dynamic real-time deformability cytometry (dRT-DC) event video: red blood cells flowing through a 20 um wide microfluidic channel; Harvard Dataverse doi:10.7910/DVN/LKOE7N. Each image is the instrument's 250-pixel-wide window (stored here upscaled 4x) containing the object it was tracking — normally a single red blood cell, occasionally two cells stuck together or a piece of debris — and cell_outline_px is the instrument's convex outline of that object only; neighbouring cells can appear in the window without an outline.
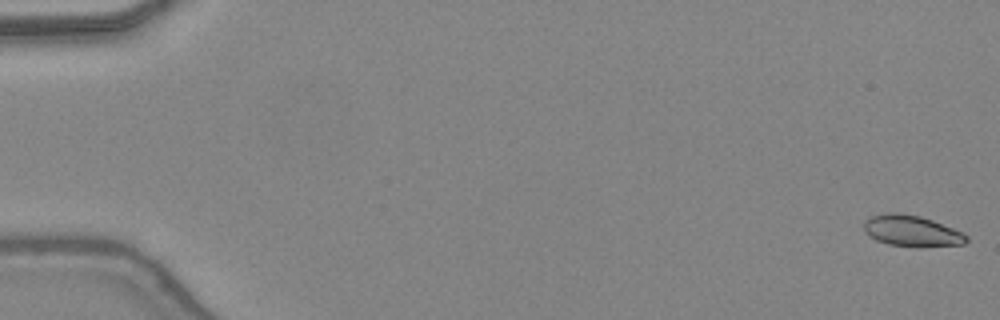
{"species": "common noctule bat (a hibernating species)", "species_latin": "Nyctalus noctula", "temperature_condition": "warm", "stored_images_in_passage": 49, "camera_frame_rate_fps": 3000, "um_per_image_px": 0.085, "animal": {"sex": "female", "body_mass_g": 24.6, "forearm_length_mm": 56.2}, "frame": {"image": 1, "passage_image": 1, "time_ms": 0.0, "image_size_px": [1000, 320], "cell_outline_px": [[968, 240], [964, 244], [920, 248], [916, 248], [888, 244], [876, 240], [864, 228], [864, 220], [868, 216], [892, 212], [900, 212], [920, 216], [932, 220], [964, 232], [968, 236]], "centroid_in_image_um": [77.53, 19.64], "position_along_channel_um": 7.5, "area_um2": 18.9}}
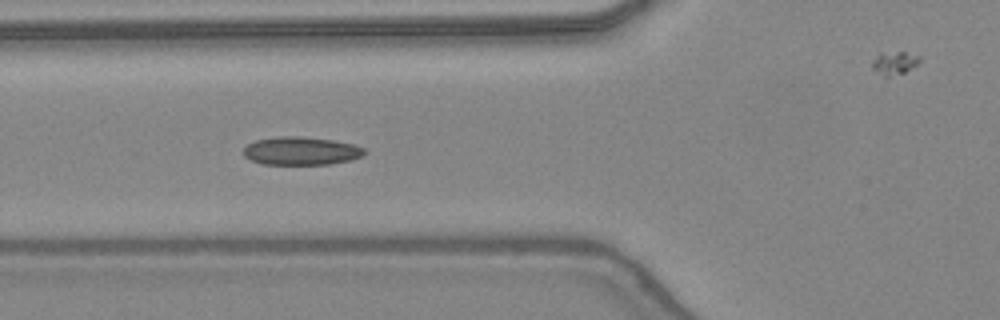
{"frame": {"image": 2, "passage_image": 19, "time_ms": 6.0, "image_size_px": [1000, 320], "cell_outline_px": [[364, 156], [352, 160], [328, 164], [260, 164], [244, 156], [244, 148], [248, 144], [256, 140], [276, 136], [300, 136], [332, 140], [352, 144], [364, 148]], "centroid_in_image_um": [25.59, 12.83], "position_along_channel_um": 100.2, "area_um2": 19.83}}
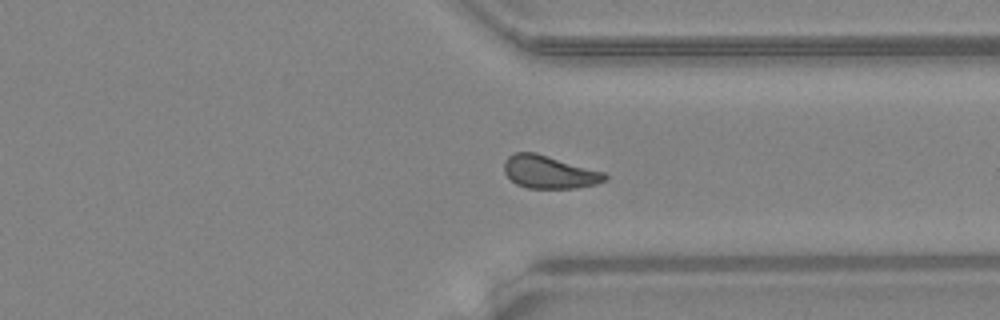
{"frame": {"image": 3, "passage_image": 37, "time_ms": 12.0, "image_size_px": [1000, 320], "cell_outline_px": [[608, 180], [596, 184], [576, 188], [528, 188], [516, 184], [504, 172], [504, 160], [508, 156], [516, 152], [536, 152], [604, 172], [608, 176]], "centroid_in_image_um": [46.69, 14.62], "position_along_channel_um": 364.7, "area_um2": 19.36}, "authors_computed_cell_mechanics": {"area_um2": 19.074, "velocity_mm_per_s": 4.4022, "shape_relaxation_time_tau1_ms": 9.5716, "shape_relaxation_time_tau2_ms": 2.3243, "deformation_change_tau1": 0.1743, "deformation_change_tau2": 0.0679}}